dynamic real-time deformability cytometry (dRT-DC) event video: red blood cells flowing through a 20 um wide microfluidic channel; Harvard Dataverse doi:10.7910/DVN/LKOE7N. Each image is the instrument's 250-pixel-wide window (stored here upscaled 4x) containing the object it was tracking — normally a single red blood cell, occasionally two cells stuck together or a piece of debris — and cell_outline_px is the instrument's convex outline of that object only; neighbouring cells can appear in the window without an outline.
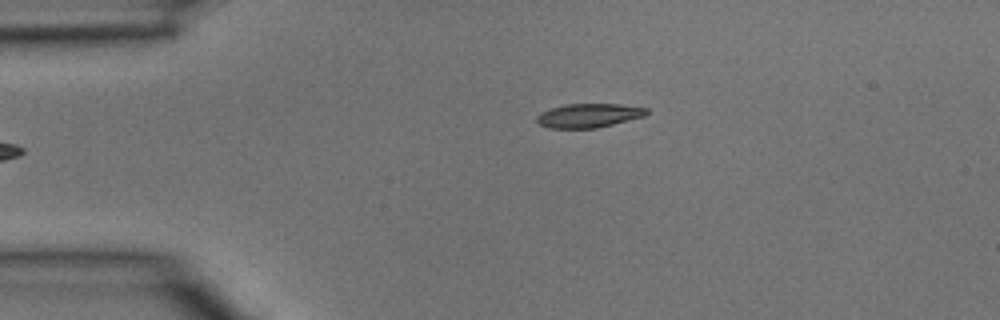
{"species": "common noctule bat (a hibernating species)", "species_latin": "Nyctalus noctula", "temperature_condition": "room temperature", "stored_images_in_passage": 2, "camera_frame_rate_fps": 3000, "um_per_image_px": 0.085, "animal": {"sex": "male", "body_mass_g": 15.6}, "frame": {"image": 1, "passage_image": 1, "time_ms": 0.0, "image_size_px": [1000, 320], "cell_outline_px": [[648, 112], [644, 116], [596, 128], [548, 128], [540, 124], [536, 120], [536, 116], [540, 112], [564, 104], [620, 104], [648, 108]], "centroid_in_image_um": [50.02, 9.81], "position_along_channel_um": 35.0, "area_um2": 15.26}}